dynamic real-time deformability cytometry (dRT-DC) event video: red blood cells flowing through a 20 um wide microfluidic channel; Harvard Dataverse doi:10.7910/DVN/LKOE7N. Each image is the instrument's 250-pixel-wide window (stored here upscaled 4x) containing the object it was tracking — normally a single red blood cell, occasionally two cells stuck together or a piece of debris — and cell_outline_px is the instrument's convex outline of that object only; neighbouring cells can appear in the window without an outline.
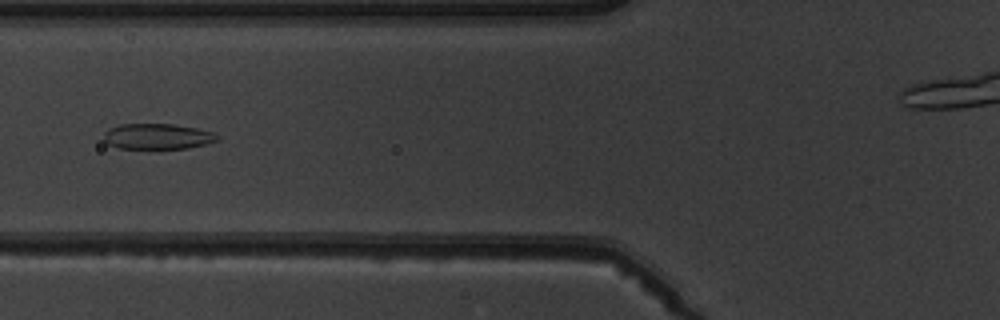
{"species": "common noctule bat (a hibernating species)", "species_latin": "Nyctalus noctula", "temperature_condition": "warm", "stored_images_in_passage": 6, "camera_frame_rate_fps": 3000, "um_per_image_px": 0.085, "animal": {"sex": "male", "body_mass_g": 19.5, "forearm_length_mm": 54.6}, "frame": {"image": 1, "passage_image": 5, "time_ms": 4.667, "image_size_px": [1000, 320], "cell_outline_px": [[220, 140], [188, 148], [120, 148], [108, 144], [104, 140], [104, 132], [108, 128], [120, 124], [172, 124], [196, 128], [212, 132], [220, 136]], "centroid_in_image_um": [13.38, 11.59], "position_along_channel_um": 112.4, "area_um2": 16.88}}
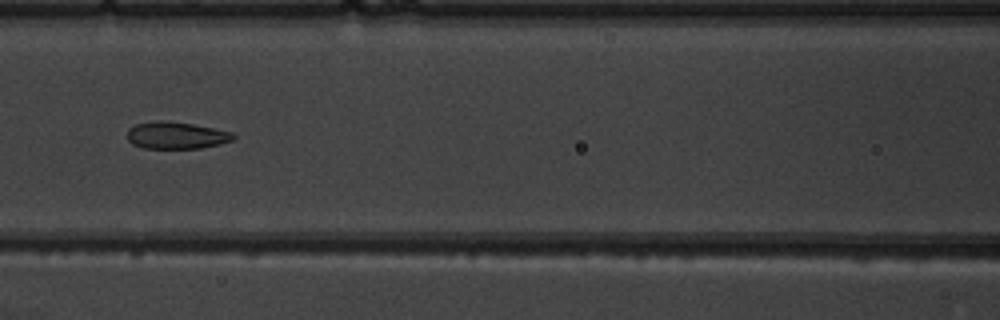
{"frame": {"image": 2, "passage_image": 6, "time_ms": 5.667, "image_size_px": [1000, 320], "cell_outline_px": [[236, 140], [220, 144], [200, 148], [144, 148], [132, 144], [128, 140], [128, 128], [136, 124], [156, 120], [160, 120], [192, 124], [232, 132], [236, 136]], "centroid_in_image_um": [14.99, 11.51], "position_along_channel_um": 151.6, "area_um2": 16.7}}